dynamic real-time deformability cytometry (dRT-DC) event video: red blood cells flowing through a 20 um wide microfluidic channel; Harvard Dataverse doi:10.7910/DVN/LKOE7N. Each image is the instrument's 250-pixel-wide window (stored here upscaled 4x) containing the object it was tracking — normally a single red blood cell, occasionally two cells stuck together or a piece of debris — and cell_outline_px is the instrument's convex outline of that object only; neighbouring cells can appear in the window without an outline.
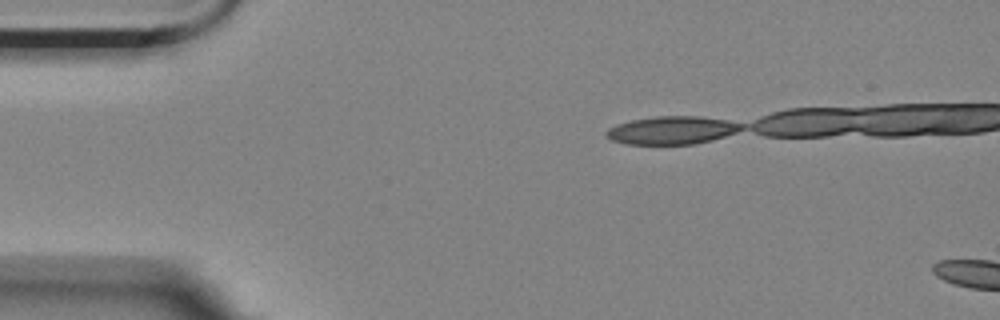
{"species": "Egyptian fruit bat (a non-hibernating species)", "species_latin": "Rousettus aegyptiacus", "temperature_condition": "room temperature", "stored_images_in_passage": 16, "camera_frame_rate_fps": 3000, "um_per_image_px": 0.085, "animal": {"sex": "female"}, "frame": {"image": 1, "passage_image": 1, "time_ms": 0.0, "image_size_px": [1000, 320], "cell_outline_px": [[744, 124], [740, 128], [732, 132], [708, 140], [688, 144], [636, 144], [620, 140], [608, 136], [608, 132], [624, 124], [640, 120], [720, 120]], "centroid_in_image_um": [57.17, 11.16], "position_along_channel_um": 27.8, "area_um2": 18.32}}
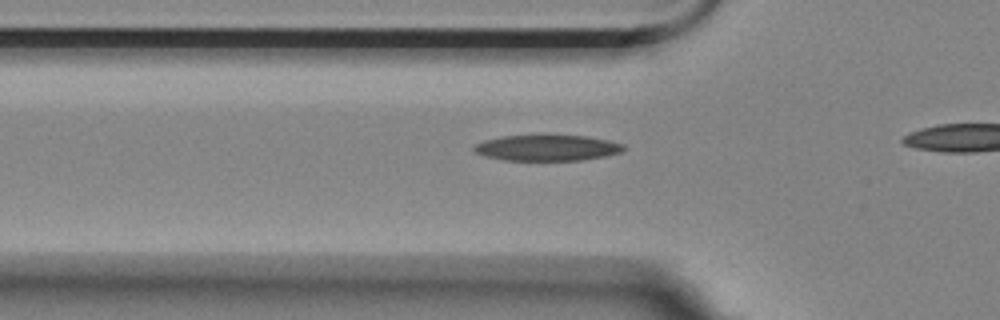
{"frame": {"image": 2, "passage_image": 10, "time_ms": 3.0, "image_size_px": [1000, 320], "cell_outline_px": [[620, 148], [612, 152], [596, 156], [568, 160], [520, 160], [496, 156], [480, 152], [476, 148], [480, 144], [492, 140], [516, 136], [576, 136], [616, 144]], "centroid_in_image_um": [46.45, 12.57], "position_along_channel_um": 79.4, "area_um2": 19.36}}
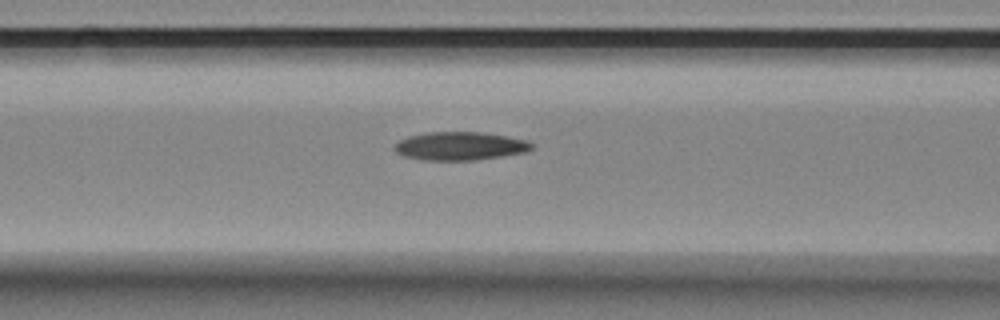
{"frame": {"image": 3, "passage_image": 14, "time_ms": 4.333, "image_size_px": [1000, 320], "cell_outline_px": [[528, 148], [516, 152], [488, 156], [416, 156], [400, 152], [396, 148], [400, 144], [408, 140], [420, 136], [456, 132], [460, 132], [496, 136], [516, 140], [528, 144]], "centroid_in_image_um": [39.13, 12.35], "position_along_channel_um": 127.5, "area_um2": 17.28}}